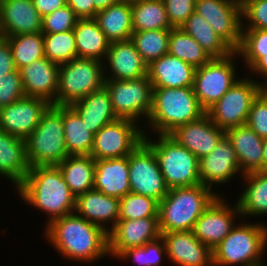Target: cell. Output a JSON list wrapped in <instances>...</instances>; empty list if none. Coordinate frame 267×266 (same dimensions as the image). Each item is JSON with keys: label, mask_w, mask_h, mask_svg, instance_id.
Returning a JSON list of instances; mask_svg holds the SVG:
<instances>
[{"label": "cell", "mask_w": 267, "mask_h": 266, "mask_svg": "<svg viewBox=\"0 0 267 266\" xmlns=\"http://www.w3.org/2000/svg\"><path fill=\"white\" fill-rule=\"evenodd\" d=\"M46 225L45 236L66 259L92 263L109 253L108 232L74 212Z\"/></svg>", "instance_id": "obj_1"}, {"label": "cell", "mask_w": 267, "mask_h": 266, "mask_svg": "<svg viewBox=\"0 0 267 266\" xmlns=\"http://www.w3.org/2000/svg\"><path fill=\"white\" fill-rule=\"evenodd\" d=\"M17 189L24 202L48 214V223L75 211L76 197L58 166L31 167Z\"/></svg>", "instance_id": "obj_2"}, {"label": "cell", "mask_w": 267, "mask_h": 266, "mask_svg": "<svg viewBox=\"0 0 267 266\" xmlns=\"http://www.w3.org/2000/svg\"><path fill=\"white\" fill-rule=\"evenodd\" d=\"M212 190L202 184L169 189L159 202L160 232L192 231L197 219L218 196Z\"/></svg>", "instance_id": "obj_3"}, {"label": "cell", "mask_w": 267, "mask_h": 266, "mask_svg": "<svg viewBox=\"0 0 267 266\" xmlns=\"http://www.w3.org/2000/svg\"><path fill=\"white\" fill-rule=\"evenodd\" d=\"M205 114L193 87H153L148 125L158 134L169 135L177 127L196 121Z\"/></svg>", "instance_id": "obj_4"}, {"label": "cell", "mask_w": 267, "mask_h": 266, "mask_svg": "<svg viewBox=\"0 0 267 266\" xmlns=\"http://www.w3.org/2000/svg\"><path fill=\"white\" fill-rule=\"evenodd\" d=\"M267 244V226L236 224L212 250L213 266H263L262 255Z\"/></svg>", "instance_id": "obj_5"}, {"label": "cell", "mask_w": 267, "mask_h": 266, "mask_svg": "<svg viewBox=\"0 0 267 266\" xmlns=\"http://www.w3.org/2000/svg\"><path fill=\"white\" fill-rule=\"evenodd\" d=\"M30 167L58 166L69 156L63 126V105H50L26 139Z\"/></svg>", "instance_id": "obj_6"}, {"label": "cell", "mask_w": 267, "mask_h": 266, "mask_svg": "<svg viewBox=\"0 0 267 266\" xmlns=\"http://www.w3.org/2000/svg\"><path fill=\"white\" fill-rule=\"evenodd\" d=\"M144 133V142L154 151L160 171L168 189L201 184L199 159L169 135L159 134V140H149Z\"/></svg>", "instance_id": "obj_7"}, {"label": "cell", "mask_w": 267, "mask_h": 266, "mask_svg": "<svg viewBox=\"0 0 267 266\" xmlns=\"http://www.w3.org/2000/svg\"><path fill=\"white\" fill-rule=\"evenodd\" d=\"M104 63L106 61L76 57L60 64L56 105H72L103 87L107 73L104 68L108 69Z\"/></svg>", "instance_id": "obj_8"}, {"label": "cell", "mask_w": 267, "mask_h": 266, "mask_svg": "<svg viewBox=\"0 0 267 266\" xmlns=\"http://www.w3.org/2000/svg\"><path fill=\"white\" fill-rule=\"evenodd\" d=\"M262 90V83L253 78L239 79L206 114L224 131L245 125L252 102Z\"/></svg>", "instance_id": "obj_9"}, {"label": "cell", "mask_w": 267, "mask_h": 266, "mask_svg": "<svg viewBox=\"0 0 267 266\" xmlns=\"http://www.w3.org/2000/svg\"><path fill=\"white\" fill-rule=\"evenodd\" d=\"M112 108L119 119H129L136 123L139 117H147L152 107L153 85L148 76L130 80L105 79Z\"/></svg>", "instance_id": "obj_10"}, {"label": "cell", "mask_w": 267, "mask_h": 266, "mask_svg": "<svg viewBox=\"0 0 267 266\" xmlns=\"http://www.w3.org/2000/svg\"><path fill=\"white\" fill-rule=\"evenodd\" d=\"M233 51L223 58H211L206 64L196 68L193 89L201 107L207 111L238 80L236 79L235 57Z\"/></svg>", "instance_id": "obj_11"}, {"label": "cell", "mask_w": 267, "mask_h": 266, "mask_svg": "<svg viewBox=\"0 0 267 266\" xmlns=\"http://www.w3.org/2000/svg\"><path fill=\"white\" fill-rule=\"evenodd\" d=\"M129 119H117L94 135L91 156L95 160L128 156L143 140L144 131Z\"/></svg>", "instance_id": "obj_12"}, {"label": "cell", "mask_w": 267, "mask_h": 266, "mask_svg": "<svg viewBox=\"0 0 267 266\" xmlns=\"http://www.w3.org/2000/svg\"><path fill=\"white\" fill-rule=\"evenodd\" d=\"M194 11L201 15L214 32L237 51L242 39V6L239 0H196Z\"/></svg>", "instance_id": "obj_13"}, {"label": "cell", "mask_w": 267, "mask_h": 266, "mask_svg": "<svg viewBox=\"0 0 267 266\" xmlns=\"http://www.w3.org/2000/svg\"><path fill=\"white\" fill-rule=\"evenodd\" d=\"M129 182L131 192L153 198L158 203L168 193L154 151L144 141L129 154Z\"/></svg>", "instance_id": "obj_14"}, {"label": "cell", "mask_w": 267, "mask_h": 266, "mask_svg": "<svg viewBox=\"0 0 267 266\" xmlns=\"http://www.w3.org/2000/svg\"><path fill=\"white\" fill-rule=\"evenodd\" d=\"M230 208L225 200L218 195L197 219L193 234L211 250H213L236 225L237 216L241 217L238 205Z\"/></svg>", "instance_id": "obj_15"}, {"label": "cell", "mask_w": 267, "mask_h": 266, "mask_svg": "<svg viewBox=\"0 0 267 266\" xmlns=\"http://www.w3.org/2000/svg\"><path fill=\"white\" fill-rule=\"evenodd\" d=\"M50 105L44 99L25 96L12 104L3 106L0 108V129L26 140Z\"/></svg>", "instance_id": "obj_16"}, {"label": "cell", "mask_w": 267, "mask_h": 266, "mask_svg": "<svg viewBox=\"0 0 267 266\" xmlns=\"http://www.w3.org/2000/svg\"><path fill=\"white\" fill-rule=\"evenodd\" d=\"M161 237L158 217L118 220L108 232V250L112 257L121 251L144 246Z\"/></svg>", "instance_id": "obj_17"}, {"label": "cell", "mask_w": 267, "mask_h": 266, "mask_svg": "<svg viewBox=\"0 0 267 266\" xmlns=\"http://www.w3.org/2000/svg\"><path fill=\"white\" fill-rule=\"evenodd\" d=\"M166 255L177 266H213L212 250L192 231L161 233Z\"/></svg>", "instance_id": "obj_18"}, {"label": "cell", "mask_w": 267, "mask_h": 266, "mask_svg": "<svg viewBox=\"0 0 267 266\" xmlns=\"http://www.w3.org/2000/svg\"><path fill=\"white\" fill-rule=\"evenodd\" d=\"M225 135L207 114L173 130L169 136L187 148L198 159L208 155Z\"/></svg>", "instance_id": "obj_19"}, {"label": "cell", "mask_w": 267, "mask_h": 266, "mask_svg": "<svg viewBox=\"0 0 267 266\" xmlns=\"http://www.w3.org/2000/svg\"><path fill=\"white\" fill-rule=\"evenodd\" d=\"M240 171L235 150L224 135L217 146L199 159V175L202 185L213 189V184H225Z\"/></svg>", "instance_id": "obj_20"}, {"label": "cell", "mask_w": 267, "mask_h": 266, "mask_svg": "<svg viewBox=\"0 0 267 266\" xmlns=\"http://www.w3.org/2000/svg\"><path fill=\"white\" fill-rule=\"evenodd\" d=\"M60 65L43 57L19 71L25 95L46 100L56 105Z\"/></svg>", "instance_id": "obj_21"}, {"label": "cell", "mask_w": 267, "mask_h": 266, "mask_svg": "<svg viewBox=\"0 0 267 266\" xmlns=\"http://www.w3.org/2000/svg\"><path fill=\"white\" fill-rule=\"evenodd\" d=\"M111 69L105 76L108 80H130L147 76L148 65L143 61L134 43L126 41L110 42L105 60Z\"/></svg>", "instance_id": "obj_22"}, {"label": "cell", "mask_w": 267, "mask_h": 266, "mask_svg": "<svg viewBox=\"0 0 267 266\" xmlns=\"http://www.w3.org/2000/svg\"><path fill=\"white\" fill-rule=\"evenodd\" d=\"M93 188L107 196L119 199L130 193L129 155L95 160Z\"/></svg>", "instance_id": "obj_23"}, {"label": "cell", "mask_w": 267, "mask_h": 266, "mask_svg": "<svg viewBox=\"0 0 267 266\" xmlns=\"http://www.w3.org/2000/svg\"><path fill=\"white\" fill-rule=\"evenodd\" d=\"M196 68L169 53L150 63L147 76L153 87H193Z\"/></svg>", "instance_id": "obj_24"}, {"label": "cell", "mask_w": 267, "mask_h": 266, "mask_svg": "<svg viewBox=\"0 0 267 266\" xmlns=\"http://www.w3.org/2000/svg\"><path fill=\"white\" fill-rule=\"evenodd\" d=\"M238 160L241 174L263 172V138L247 124L225 131Z\"/></svg>", "instance_id": "obj_25"}, {"label": "cell", "mask_w": 267, "mask_h": 266, "mask_svg": "<svg viewBox=\"0 0 267 266\" xmlns=\"http://www.w3.org/2000/svg\"><path fill=\"white\" fill-rule=\"evenodd\" d=\"M0 14L6 37L38 33L42 30V17L32 0H3Z\"/></svg>", "instance_id": "obj_26"}, {"label": "cell", "mask_w": 267, "mask_h": 266, "mask_svg": "<svg viewBox=\"0 0 267 266\" xmlns=\"http://www.w3.org/2000/svg\"><path fill=\"white\" fill-rule=\"evenodd\" d=\"M119 203V198L107 196L93 188L76 197L74 212L109 232L118 221ZM107 222L112 223L111 228H106Z\"/></svg>", "instance_id": "obj_27"}, {"label": "cell", "mask_w": 267, "mask_h": 266, "mask_svg": "<svg viewBox=\"0 0 267 266\" xmlns=\"http://www.w3.org/2000/svg\"><path fill=\"white\" fill-rule=\"evenodd\" d=\"M26 140L0 129V175L9 178L18 187L30 170Z\"/></svg>", "instance_id": "obj_28"}, {"label": "cell", "mask_w": 267, "mask_h": 266, "mask_svg": "<svg viewBox=\"0 0 267 266\" xmlns=\"http://www.w3.org/2000/svg\"><path fill=\"white\" fill-rule=\"evenodd\" d=\"M70 106L80 115L93 135L104 125L118 119L113 111L110 94L105 86L91 92Z\"/></svg>", "instance_id": "obj_29"}, {"label": "cell", "mask_w": 267, "mask_h": 266, "mask_svg": "<svg viewBox=\"0 0 267 266\" xmlns=\"http://www.w3.org/2000/svg\"><path fill=\"white\" fill-rule=\"evenodd\" d=\"M73 31L78 57L100 61L106 58L110 41L99 28L95 18H78Z\"/></svg>", "instance_id": "obj_30"}, {"label": "cell", "mask_w": 267, "mask_h": 266, "mask_svg": "<svg viewBox=\"0 0 267 266\" xmlns=\"http://www.w3.org/2000/svg\"><path fill=\"white\" fill-rule=\"evenodd\" d=\"M95 19L110 42L126 41L133 33L131 4L120 2L100 10Z\"/></svg>", "instance_id": "obj_31"}, {"label": "cell", "mask_w": 267, "mask_h": 266, "mask_svg": "<svg viewBox=\"0 0 267 266\" xmlns=\"http://www.w3.org/2000/svg\"><path fill=\"white\" fill-rule=\"evenodd\" d=\"M58 168L75 197L93 189L95 159L91 155H69Z\"/></svg>", "instance_id": "obj_32"}, {"label": "cell", "mask_w": 267, "mask_h": 266, "mask_svg": "<svg viewBox=\"0 0 267 266\" xmlns=\"http://www.w3.org/2000/svg\"><path fill=\"white\" fill-rule=\"evenodd\" d=\"M246 189L238 197L241 216H264L267 214V172L255 171L242 175Z\"/></svg>", "instance_id": "obj_33"}, {"label": "cell", "mask_w": 267, "mask_h": 266, "mask_svg": "<svg viewBox=\"0 0 267 266\" xmlns=\"http://www.w3.org/2000/svg\"><path fill=\"white\" fill-rule=\"evenodd\" d=\"M63 126L66 149L69 155H90L94 135L80 115L70 106L63 105Z\"/></svg>", "instance_id": "obj_34"}, {"label": "cell", "mask_w": 267, "mask_h": 266, "mask_svg": "<svg viewBox=\"0 0 267 266\" xmlns=\"http://www.w3.org/2000/svg\"><path fill=\"white\" fill-rule=\"evenodd\" d=\"M180 28L193 37L211 58H223L233 52L210 24L195 11Z\"/></svg>", "instance_id": "obj_35"}, {"label": "cell", "mask_w": 267, "mask_h": 266, "mask_svg": "<svg viewBox=\"0 0 267 266\" xmlns=\"http://www.w3.org/2000/svg\"><path fill=\"white\" fill-rule=\"evenodd\" d=\"M131 8L133 31L172 29L163 0H143Z\"/></svg>", "instance_id": "obj_36"}, {"label": "cell", "mask_w": 267, "mask_h": 266, "mask_svg": "<svg viewBox=\"0 0 267 266\" xmlns=\"http://www.w3.org/2000/svg\"><path fill=\"white\" fill-rule=\"evenodd\" d=\"M168 53L195 68L201 67L211 59L199 43L181 28L170 29Z\"/></svg>", "instance_id": "obj_37"}, {"label": "cell", "mask_w": 267, "mask_h": 266, "mask_svg": "<svg viewBox=\"0 0 267 266\" xmlns=\"http://www.w3.org/2000/svg\"><path fill=\"white\" fill-rule=\"evenodd\" d=\"M169 36L170 29L133 31L130 40L143 61L149 65L168 53Z\"/></svg>", "instance_id": "obj_38"}, {"label": "cell", "mask_w": 267, "mask_h": 266, "mask_svg": "<svg viewBox=\"0 0 267 266\" xmlns=\"http://www.w3.org/2000/svg\"><path fill=\"white\" fill-rule=\"evenodd\" d=\"M11 47L17 70L45 57L43 33H27L5 37Z\"/></svg>", "instance_id": "obj_39"}, {"label": "cell", "mask_w": 267, "mask_h": 266, "mask_svg": "<svg viewBox=\"0 0 267 266\" xmlns=\"http://www.w3.org/2000/svg\"><path fill=\"white\" fill-rule=\"evenodd\" d=\"M43 45L45 57L59 65L78 57L73 30L43 33Z\"/></svg>", "instance_id": "obj_40"}, {"label": "cell", "mask_w": 267, "mask_h": 266, "mask_svg": "<svg viewBox=\"0 0 267 266\" xmlns=\"http://www.w3.org/2000/svg\"><path fill=\"white\" fill-rule=\"evenodd\" d=\"M158 209L155 199L130 192L120 199L118 220L158 217Z\"/></svg>", "instance_id": "obj_41"}, {"label": "cell", "mask_w": 267, "mask_h": 266, "mask_svg": "<svg viewBox=\"0 0 267 266\" xmlns=\"http://www.w3.org/2000/svg\"><path fill=\"white\" fill-rule=\"evenodd\" d=\"M236 52L250 70L267 53V30L242 29L241 44Z\"/></svg>", "instance_id": "obj_42"}, {"label": "cell", "mask_w": 267, "mask_h": 266, "mask_svg": "<svg viewBox=\"0 0 267 266\" xmlns=\"http://www.w3.org/2000/svg\"><path fill=\"white\" fill-rule=\"evenodd\" d=\"M166 254L164 240L160 237L144 246L133 247L121 251L116 258L128 259L133 258L134 264L143 266H158L161 264L162 256Z\"/></svg>", "instance_id": "obj_43"}, {"label": "cell", "mask_w": 267, "mask_h": 266, "mask_svg": "<svg viewBox=\"0 0 267 266\" xmlns=\"http://www.w3.org/2000/svg\"><path fill=\"white\" fill-rule=\"evenodd\" d=\"M78 17L74 11L65 5L42 18V33H57L73 30Z\"/></svg>", "instance_id": "obj_44"}, {"label": "cell", "mask_w": 267, "mask_h": 266, "mask_svg": "<svg viewBox=\"0 0 267 266\" xmlns=\"http://www.w3.org/2000/svg\"><path fill=\"white\" fill-rule=\"evenodd\" d=\"M242 20H247L242 29L267 30V0H241Z\"/></svg>", "instance_id": "obj_45"}, {"label": "cell", "mask_w": 267, "mask_h": 266, "mask_svg": "<svg viewBox=\"0 0 267 266\" xmlns=\"http://www.w3.org/2000/svg\"><path fill=\"white\" fill-rule=\"evenodd\" d=\"M21 73L15 70L0 77V108L25 97Z\"/></svg>", "instance_id": "obj_46"}, {"label": "cell", "mask_w": 267, "mask_h": 266, "mask_svg": "<svg viewBox=\"0 0 267 266\" xmlns=\"http://www.w3.org/2000/svg\"><path fill=\"white\" fill-rule=\"evenodd\" d=\"M246 124L261 138L267 137V94L263 90L253 100Z\"/></svg>", "instance_id": "obj_47"}, {"label": "cell", "mask_w": 267, "mask_h": 266, "mask_svg": "<svg viewBox=\"0 0 267 266\" xmlns=\"http://www.w3.org/2000/svg\"><path fill=\"white\" fill-rule=\"evenodd\" d=\"M172 28H180L194 12L196 0H163Z\"/></svg>", "instance_id": "obj_48"}, {"label": "cell", "mask_w": 267, "mask_h": 266, "mask_svg": "<svg viewBox=\"0 0 267 266\" xmlns=\"http://www.w3.org/2000/svg\"><path fill=\"white\" fill-rule=\"evenodd\" d=\"M16 67L13 61L11 47L6 38L0 40V77L14 72Z\"/></svg>", "instance_id": "obj_49"}, {"label": "cell", "mask_w": 267, "mask_h": 266, "mask_svg": "<svg viewBox=\"0 0 267 266\" xmlns=\"http://www.w3.org/2000/svg\"><path fill=\"white\" fill-rule=\"evenodd\" d=\"M68 5L78 18H94L93 0H66Z\"/></svg>", "instance_id": "obj_50"}, {"label": "cell", "mask_w": 267, "mask_h": 266, "mask_svg": "<svg viewBox=\"0 0 267 266\" xmlns=\"http://www.w3.org/2000/svg\"><path fill=\"white\" fill-rule=\"evenodd\" d=\"M32 2L42 18L66 5V0H32Z\"/></svg>", "instance_id": "obj_51"}, {"label": "cell", "mask_w": 267, "mask_h": 266, "mask_svg": "<svg viewBox=\"0 0 267 266\" xmlns=\"http://www.w3.org/2000/svg\"><path fill=\"white\" fill-rule=\"evenodd\" d=\"M250 71H253V73L255 71V73L264 77L263 79L265 82L263 81L262 85L267 84V53L250 69Z\"/></svg>", "instance_id": "obj_52"}, {"label": "cell", "mask_w": 267, "mask_h": 266, "mask_svg": "<svg viewBox=\"0 0 267 266\" xmlns=\"http://www.w3.org/2000/svg\"><path fill=\"white\" fill-rule=\"evenodd\" d=\"M123 0H93L94 2V18L96 13L100 10L106 9L107 7L120 3Z\"/></svg>", "instance_id": "obj_53"}, {"label": "cell", "mask_w": 267, "mask_h": 266, "mask_svg": "<svg viewBox=\"0 0 267 266\" xmlns=\"http://www.w3.org/2000/svg\"><path fill=\"white\" fill-rule=\"evenodd\" d=\"M263 172H267V137L263 138Z\"/></svg>", "instance_id": "obj_54"}, {"label": "cell", "mask_w": 267, "mask_h": 266, "mask_svg": "<svg viewBox=\"0 0 267 266\" xmlns=\"http://www.w3.org/2000/svg\"><path fill=\"white\" fill-rule=\"evenodd\" d=\"M6 36L3 31V26H2V19H1V14H0V40L4 39Z\"/></svg>", "instance_id": "obj_55"}, {"label": "cell", "mask_w": 267, "mask_h": 266, "mask_svg": "<svg viewBox=\"0 0 267 266\" xmlns=\"http://www.w3.org/2000/svg\"><path fill=\"white\" fill-rule=\"evenodd\" d=\"M139 1H143V0H123V2L129 3V4H133V3L139 2Z\"/></svg>", "instance_id": "obj_56"}, {"label": "cell", "mask_w": 267, "mask_h": 266, "mask_svg": "<svg viewBox=\"0 0 267 266\" xmlns=\"http://www.w3.org/2000/svg\"><path fill=\"white\" fill-rule=\"evenodd\" d=\"M263 91L267 94V84L263 85Z\"/></svg>", "instance_id": "obj_57"}]
</instances>
